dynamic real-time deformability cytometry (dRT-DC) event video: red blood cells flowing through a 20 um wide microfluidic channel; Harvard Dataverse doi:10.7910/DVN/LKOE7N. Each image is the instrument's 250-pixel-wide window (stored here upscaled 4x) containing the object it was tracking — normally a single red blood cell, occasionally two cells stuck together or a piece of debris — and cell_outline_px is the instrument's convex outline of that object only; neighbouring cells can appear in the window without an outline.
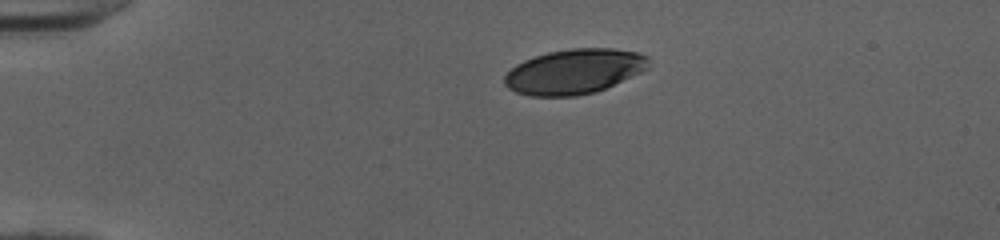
{"species": "human", "species_latin": "Homo sapiens", "temperature_condition": "cold", "stored_images_in_passage": 41, "camera_frame_rate_fps": 3000, "um_per_image_px": 0.085, "donor": {"sex": "female"}, "frame": {"image": 1, "passage_image": 1, "time_ms": 0.0, "image_size_px": [1000, 240], "cell_outline_px": [[648, 68], [640, 72], [596, 92], [576, 96], [532, 96], [516, 92], [508, 88], [504, 84], [504, 76], [516, 64], [524, 60], [548, 52], [572, 48], [612, 48], [636, 52], [648, 56]], "centroid_in_image_um": [48.79, 6.08], "position_along_channel_um": 36.2, "area_um2": 37.51}}
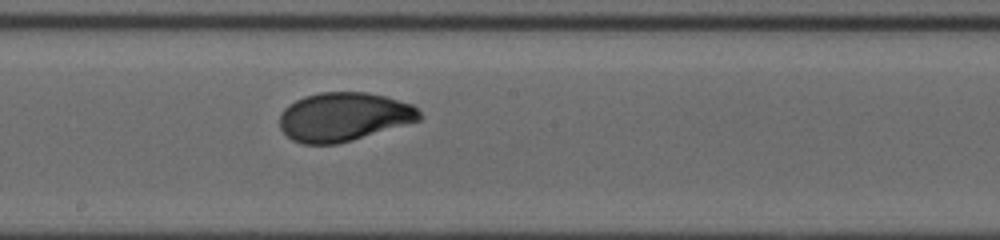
{"frame": {"image": 2, "passage_image": 19, "time_ms": 6.0, "image_size_px": [1000, 240], "cell_outline_px": [[424, 116], [420, 120], [352, 140], [336, 144], [304, 144], [292, 140], [280, 128], [280, 116], [284, 108], [288, 104], [304, 96], [320, 92], [368, 92], [384, 96], [412, 104]], "centroid_in_image_um": [29.21, 9.92], "position_along_channel_um": 219.0, "area_um2": 39.65}}
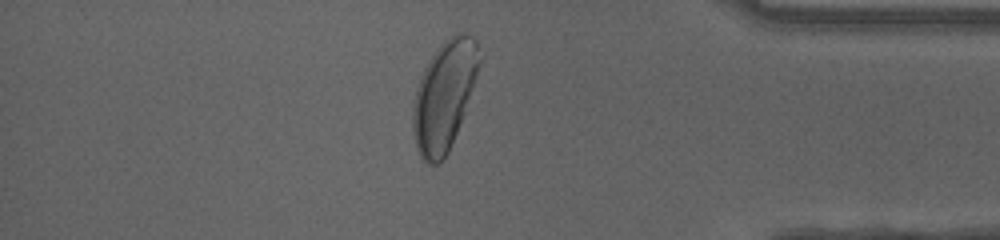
{"frame": {"image": 3, "passage_image": 34, "time_ms": 11.0, "image_size_px": [1000, 240], "cell_outline_px": [[484, 56], [464, 112], [448, 152], [444, 160], [436, 164], [428, 164], [420, 156], [416, 148], [412, 132], [412, 108], [416, 88], [420, 76], [424, 68], [436, 48], [444, 40], [456, 32], [472, 36], [476, 40]], "centroid_in_image_um": [37.76, 8.09], "position_along_channel_um": 397.4, "area_um2": 42.66}, "authors_computed_cell_mechanics": {"area_um2": 39.9398, "velocity_mm_per_s": 4.0018, "shape_relaxation_time_tau1_ms": 2.9435, "shape_relaxation_time_tau2_ms": null, "deformation_change_tau1": 0.1563, "deformation_change_tau2": null}}